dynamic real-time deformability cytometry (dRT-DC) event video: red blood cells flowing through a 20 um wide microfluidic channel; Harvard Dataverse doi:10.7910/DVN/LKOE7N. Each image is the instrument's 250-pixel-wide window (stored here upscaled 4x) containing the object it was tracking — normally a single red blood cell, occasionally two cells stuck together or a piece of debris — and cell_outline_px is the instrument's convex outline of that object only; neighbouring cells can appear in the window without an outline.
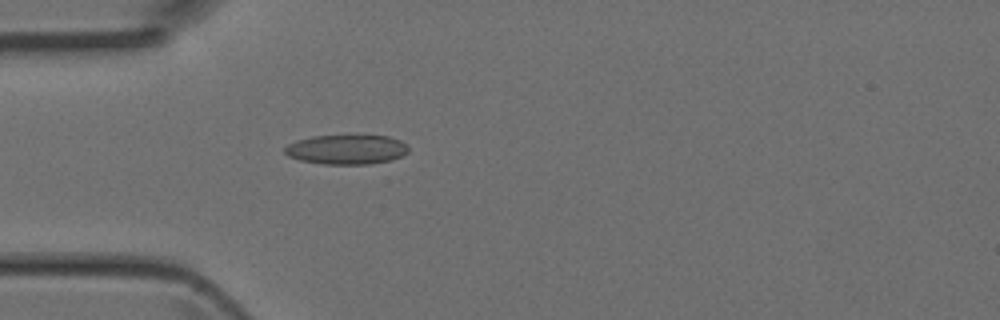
{"species": "Egyptian fruit bat (a non-hibernating species)", "species_latin": "Rousettus aegyptiacus", "temperature_condition": "room temperature", "stored_images_in_passage": 1, "camera_frame_rate_fps": 3000, "um_per_image_px": 0.085, "animal": {"sex": "female"}, "frame": {"image": 1, "passage_image": 1, "time_ms": 0.0, "image_size_px": [1000, 320], "cell_outline_px": [[408, 152], [392, 160], [372, 164], [324, 164], [300, 160], [288, 156], [284, 152], [284, 148], [288, 144], [296, 140], [312, 136], [388, 136], [400, 140], [408, 144]], "centroid_in_image_um": [29.46, 12.71], "position_along_channel_um": 55.5, "area_um2": 21.33}}